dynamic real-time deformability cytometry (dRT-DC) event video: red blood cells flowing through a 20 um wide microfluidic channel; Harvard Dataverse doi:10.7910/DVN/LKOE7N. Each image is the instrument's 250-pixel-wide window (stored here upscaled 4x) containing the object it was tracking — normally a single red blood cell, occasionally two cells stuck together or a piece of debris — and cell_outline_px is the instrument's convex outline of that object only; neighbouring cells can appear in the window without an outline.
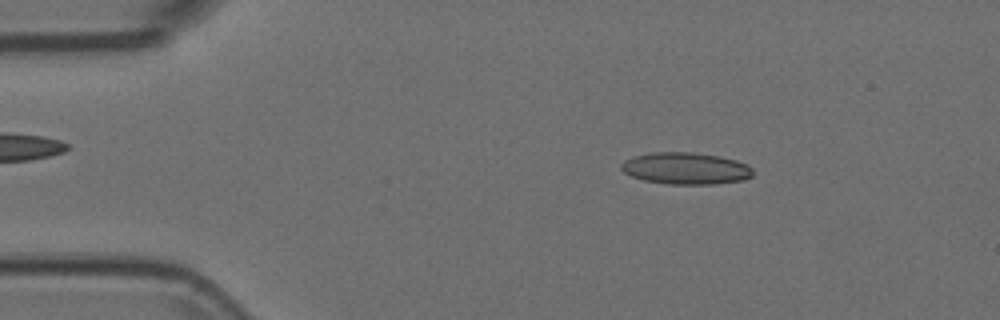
{"species": "Egyptian fruit bat (a non-hibernating species)", "species_latin": "Rousettus aegyptiacus", "temperature_condition": "room temperature", "stored_images_in_passage": 53, "camera_frame_rate_fps": 3000, "um_per_image_px": 0.085, "animal": {"sex": "female"}, "frame": {"image": 1, "passage_image": 8, "time_ms": 2.333, "image_size_px": [1000, 320], "cell_outline_px": [[752, 176], [744, 180], [712, 184], [668, 184], [644, 180], [632, 176], [624, 172], [620, 168], [620, 164], [624, 160], [632, 156], [652, 152], [692, 152], [720, 156], [736, 160], [748, 164], [752, 168]], "centroid_in_image_um": [58.28, 14.3], "position_along_channel_um": 26.7, "area_um2": 24.57}}
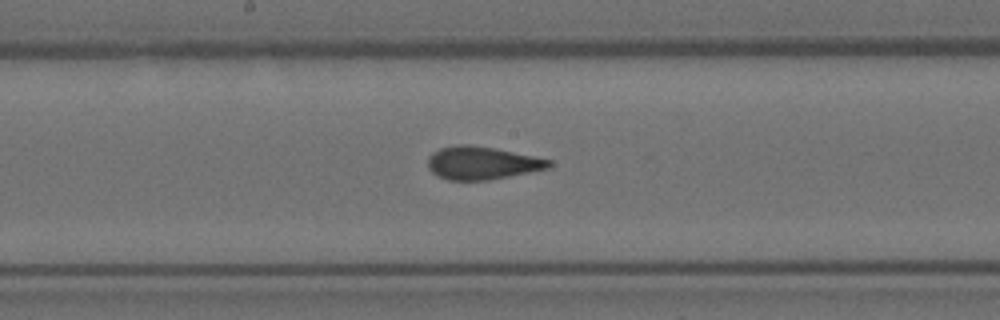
{"frame": {"image": 2, "passage_image": 27, "time_ms": 8.667, "image_size_px": [1000, 320], "cell_outline_px": [[552, 164], [548, 168], [488, 180], [448, 180], [432, 172], [428, 168], [428, 156], [432, 152], [440, 148], [456, 144], [468, 144], [492, 148], [552, 160]], "centroid_in_image_um": [40.92, 13.85], "position_along_channel_um": 207.3, "area_um2": 22.95}}
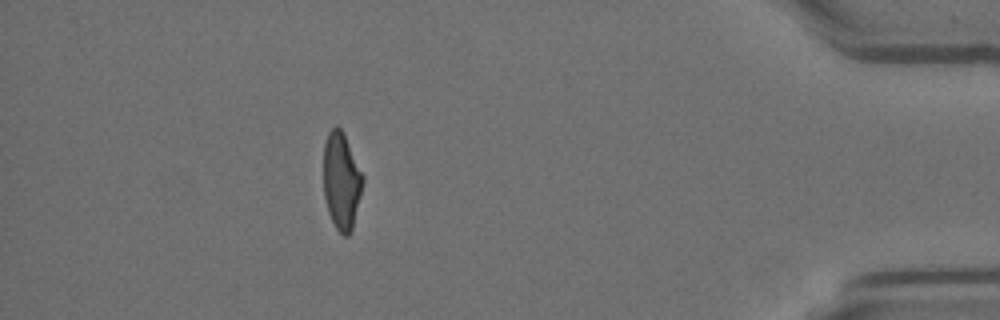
{"frame": {"image": 3, "passage_image": 47, "time_ms": 15.333, "image_size_px": [1000, 320], "cell_outline_px": [[364, 180], [352, 232], [348, 236], [344, 236], [336, 228], [328, 212], [324, 196], [324, 144], [328, 132], [336, 124], [344, 132], [364, 176]], "centroid_in_image_um": [29.03, 15.37], "position_along_channel_um": 406.2, "area_um2": 22.43}}